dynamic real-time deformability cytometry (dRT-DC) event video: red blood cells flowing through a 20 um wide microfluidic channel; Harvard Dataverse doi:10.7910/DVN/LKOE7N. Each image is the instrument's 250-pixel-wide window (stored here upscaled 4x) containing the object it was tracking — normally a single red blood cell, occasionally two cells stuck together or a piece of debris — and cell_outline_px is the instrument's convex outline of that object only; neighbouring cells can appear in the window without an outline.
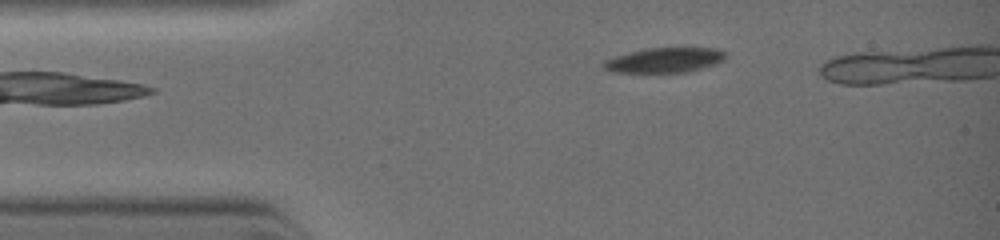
{"species": "common noctule bat (a hibernating species)", "species_latin": "Nyctalus noctula", "temperature_condition": "warm", "stored_images_in_passage": 10, "camera_frame_rate_fps": 3000, "um_per_image_px": 0.085, "animal": {"sex": "female", "body_mass_g": 19.0, "forearm_length_mm": 51.5}, "frame": {"image": 1, "passage_image": 1, "time_ms": 0.0, "image_size_px": [1000, 240], "cell_outline_px": [[728, 56], [724, 60], [716, 64], [688, 72], [612, 72], [604, 68], [604, 60], [628, 52], [648, 48], [716, 48], [728, 52]], "centroid_in_image_um": [56.56, 5.1], "position_along_channel_um": 28.4, "area_um2": 17.74}}